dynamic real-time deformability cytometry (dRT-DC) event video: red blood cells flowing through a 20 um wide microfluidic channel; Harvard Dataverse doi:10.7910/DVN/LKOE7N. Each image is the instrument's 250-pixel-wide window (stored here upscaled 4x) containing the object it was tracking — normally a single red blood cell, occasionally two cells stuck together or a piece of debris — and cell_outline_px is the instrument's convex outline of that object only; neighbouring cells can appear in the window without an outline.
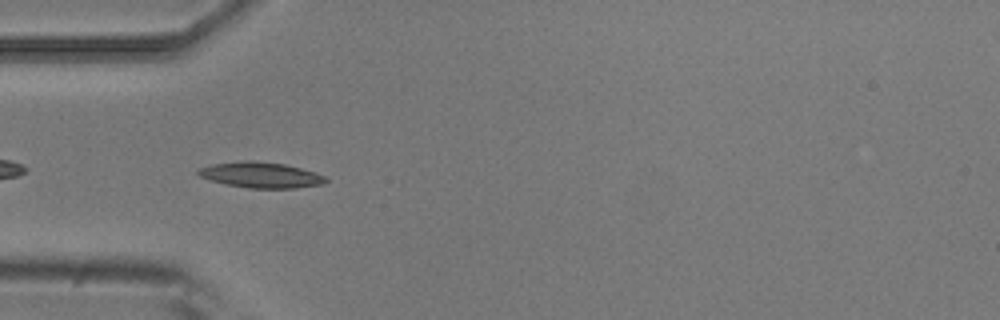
{"species": "common noctule bat (a hibernating species)", "species_latin": "Nyctalus noctula", "temperature_condition": "room temperature", "stored_images_in_passage": 6, "camera_frame_rate_fps": 3000, "um_per_image_px": 0.085, "animal": {"sex": "male", "body_mass_g": 20.5, "forearm_length_mm": 52.5}, "frame": {"image": 1, "passage_image": 5, "time_ms": 1.333, "image_size_px": [1000, 320], "cell_outline_px": [[328, 180], [324, 184], [296, 188], [248, 188], [228, 184], [212, 180], [200, 176], [196, 172], [200, 168], [212, 164], [240, 160], [252, 160], [284, 164], [316, 172], [324, 176]], "centroid_in_image_um": [22.2, 14.86], "position_along_channel_um": 62.8, "area_um2": 19.02}}
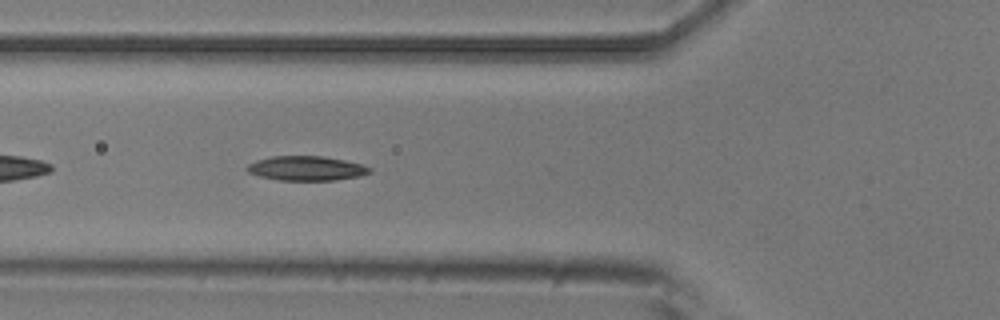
{"frame": {"image": 2, "passage_image": 6, "time_ms": 1.667, "image_size_px": [1000, 320], "cell_outline_px": [[372, 172], [360, 176], [336, 180], [280, 180], [260, 176], [248, 172], [244, 168], [248, 164], [256, 160], [272, 156], [324, 156], [364, 164], [372, 168]], "centroid_in_image_um": [26.07, 14.3], "position_along_channel_um": 99.7, "area_um2": 17.63}}